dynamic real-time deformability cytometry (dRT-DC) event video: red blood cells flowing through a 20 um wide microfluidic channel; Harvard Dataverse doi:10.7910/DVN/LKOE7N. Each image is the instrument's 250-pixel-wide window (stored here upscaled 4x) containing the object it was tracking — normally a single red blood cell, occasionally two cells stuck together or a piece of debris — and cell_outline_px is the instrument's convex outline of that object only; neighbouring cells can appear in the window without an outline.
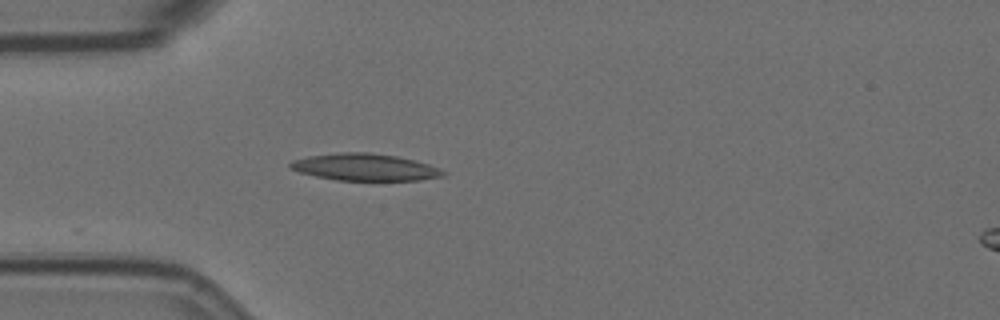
{"species": "Egyptian fruit bat (a non-hibernating species)", "species_latin": "Rousettus aegyptiacus", "temperature_condition": "room temperature", "stored_images_in_passage": 25, "camera_frame_rate_fps": 3000, "um_per_image_px": 0.085, "animal": {"sex": "female"}, "frame": {"image": 1, "passage_image": 1, "time_ms": 0.0, "image_size_px": [1000, 320], "cell_outline_px": [[448, 172], [444, 176], [420, 180], [336, 180], [316, 176], [300, 172], [288, 168], [288, 164], [292, 160], [308, 156], [340, 152], [368, 152], [396, 156], [428, 164], [440, 168]], "centroid_in_image_um": [31.01, 14.21], "position_along_channel_um": 54.0, "area_um2": 24.04}}
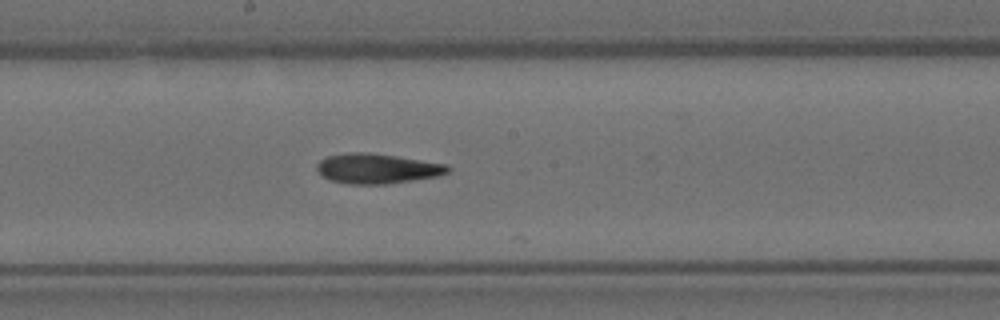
{"frame": {"image": 2, "passage_image": 15, "time_ms": 4.667, "image_size_px": [1000, 320], "cell_outline_px": [[452, 168], [448, 172], [440, 176], [384, 184], [348, 184], [332, 180], [324, 176], [316, 168], [316, 164], [320, 160], [328, 156], [348, 152], [364, 152], [396, 156], [448, 164]], "centroid_in_image_um": [32.09, 14.32], "position_along_channel_um": 216.1, "area_um2": 22.77}}
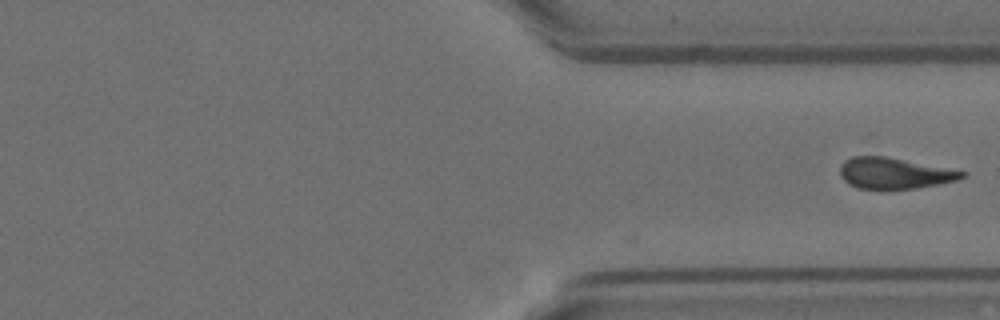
{"frame": {"image": 3, "passage_image": 25, "time_ms": 8.0, "image_size_px": [1000, 320], "cell_outline_px": [[968, 172], [964, 176], [956, 180], [916, 188], [856, 188], [848, 184], [840, 176], [840, 164], [844, 160], [852, 156], [884, 156]], "centroid_in_image_um": [75.96, 14.71], "position_along_channel_um": 335.4, "area_um2": 21.73}}